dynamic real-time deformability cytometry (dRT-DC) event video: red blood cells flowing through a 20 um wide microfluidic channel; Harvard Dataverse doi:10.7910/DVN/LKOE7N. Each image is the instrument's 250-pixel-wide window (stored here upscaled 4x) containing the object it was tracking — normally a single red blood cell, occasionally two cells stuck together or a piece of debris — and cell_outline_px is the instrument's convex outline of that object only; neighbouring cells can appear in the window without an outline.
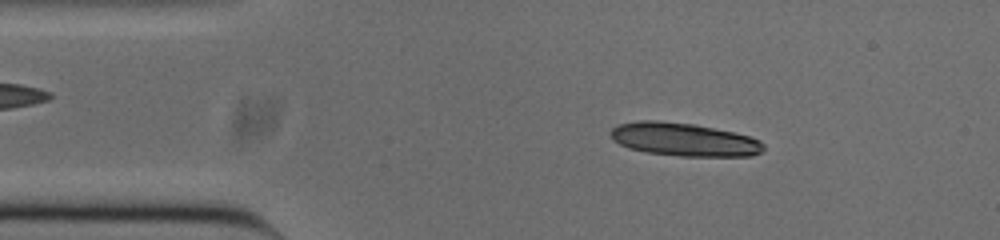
{"species": "common noctule bat (a hibernating species)", "species_latin": "Nyctalus noctula", "temperature_condition": "cold", "stored_images_in_passage": 49, "camera_frame_rate_fps": 3000, "um_per_image_px": 0.085, "animal": {"sex": "male", "body_mass_g": 20.0, "forearm_length_mm": 53.3}, "frame": {"image": 1, "passage_image": 6, "time_ms": 1.667, "image_size_px": [1000, 240], "cell_outline_px": [[764, 148], [760, 152], [752, 156], [680, 156], [648, 152], [628, 148], [612, 140], [608, 132], [612, 128], [620, 124], [640, 120], [656, 120], [696, 124], [732, 132], [748, 136], [760, 140], [764, 144]], "centroid_in_image_um": [58.11, 11.85], "position_along_channel_um": 26.9, "area_um2": 29.59}}
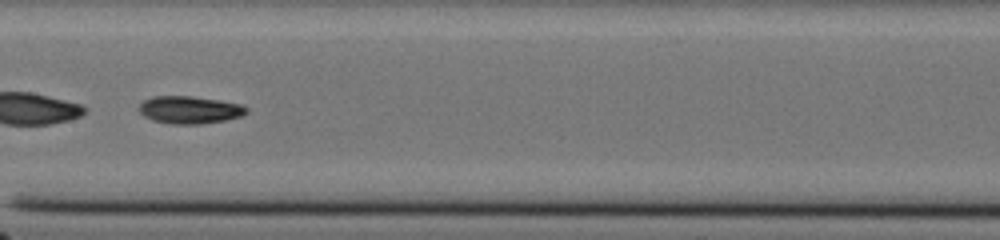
{"frame": {"image": 2, "passage_image": 23, "time_ms": 7.333, "image_size_px": [1000, 240], "cell_outline_px": [[248, 112], [240, 116], [228, 120], [200, 124], [172, 124], [152, 120], [144, 116], [136, 108], [144, 100], [152, 96], [192, 96], [220, 100], [244, 104], [248, 108]], "centroid_in_image_um": [16.13, 9.33], "position_along_channel_um": 191.3, "area_um2": 17.51}, "authors_computed_cell_mechanics": {"area_um2": 17.5712, "velocity_mm_per_s": 3.8392, "shape_relaxation_time_tau1_ms": 4.3477, "shape_relaxation_time_tau2_ms": null, "deformation_change_tau1": 0.1257, "deformation_change_tau2": null}}